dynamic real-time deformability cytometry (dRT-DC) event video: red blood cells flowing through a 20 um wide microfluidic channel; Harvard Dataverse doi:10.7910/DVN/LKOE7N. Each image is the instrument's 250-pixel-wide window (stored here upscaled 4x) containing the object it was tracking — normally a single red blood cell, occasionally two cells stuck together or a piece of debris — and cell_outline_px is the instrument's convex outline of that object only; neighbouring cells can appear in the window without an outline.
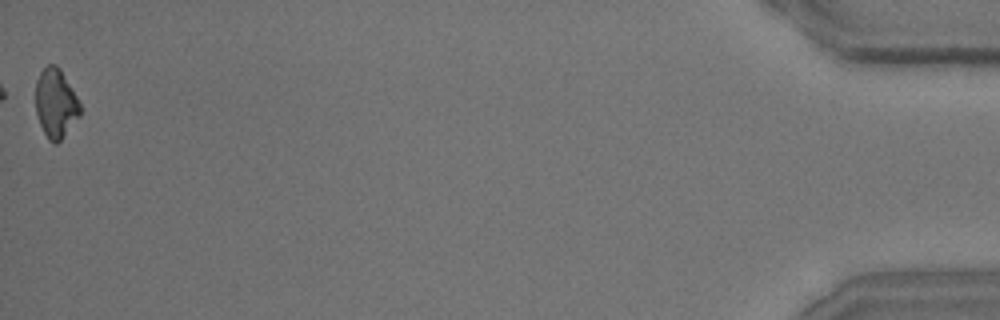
{"species": "common noctule bat (a hibernating species)", "species_latin": "Nyctalus noctula", "temperature_condition": "room temperature", "stored_images_in_passage": 54, "segment_of_instrument_passage": [2, 2], "camera_frame_rate_fps": 3000, "um_per_image_px": 0.085, "animal": {"sex": "male", "body_mass_g": 15.6}, "frame": {"image": 1, "passage_image": 54, "time_ms": 17.667, "image_size_px": [1000, 320], "cell_outline_px": [[80, 116], [60, 140], [56, 144], [48, 140], [40, 124], [36, 112], [36, 80], [40, 72], [48, 64], [56, 64], [60, 68], [76, 96], [80, 104]], "centroid_in_image_um": [4.73, 8.77], "position_along_channel_um": 430.5, "area_um2": 17.74}}